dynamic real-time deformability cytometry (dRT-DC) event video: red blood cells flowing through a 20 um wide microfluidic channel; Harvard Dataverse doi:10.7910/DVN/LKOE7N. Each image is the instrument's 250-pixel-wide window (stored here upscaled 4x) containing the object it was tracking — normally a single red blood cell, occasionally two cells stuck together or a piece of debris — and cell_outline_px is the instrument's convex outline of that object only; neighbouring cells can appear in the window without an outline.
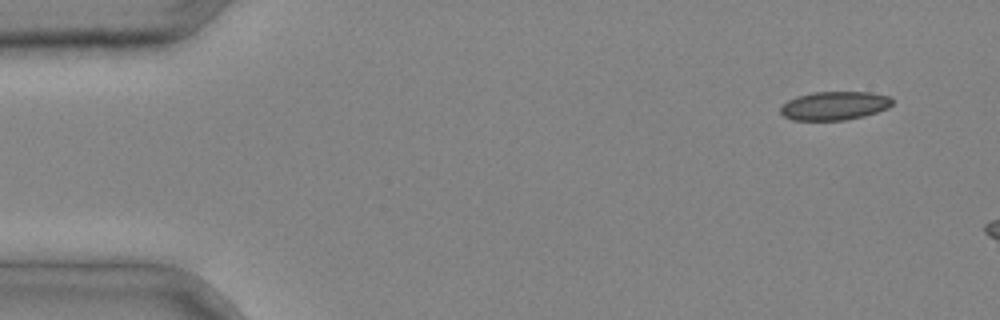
{"species": "common noctule bat (a hibernating species)", "species_latin": "Nyctalus noctula", "temperature_condition": "cold", "stored_images_in_passage": 3, "camera_frame_rate_fps": 3000, "um_per_image_px": 0.085, "animal": {"sex": "male", "body_mass_g": 20.4}, "frame": {"image": 1, "passage_image": 1, "time_ms": 0.0, "image_size_px": [1000, 320], "cell_outline_px": [[892, 104], [888, 108], [864, 116], [844, 120], [792, 120], [784, 116], [780, 112], [780, 108], [788, 100], [796, 96], [812, 92], [872, 92], [888, 96], [892, 100]], "centroid_in_image_um": [70.92, 8.98], "position_along_channel_um": 14.1, "area_um2": 18.61}}